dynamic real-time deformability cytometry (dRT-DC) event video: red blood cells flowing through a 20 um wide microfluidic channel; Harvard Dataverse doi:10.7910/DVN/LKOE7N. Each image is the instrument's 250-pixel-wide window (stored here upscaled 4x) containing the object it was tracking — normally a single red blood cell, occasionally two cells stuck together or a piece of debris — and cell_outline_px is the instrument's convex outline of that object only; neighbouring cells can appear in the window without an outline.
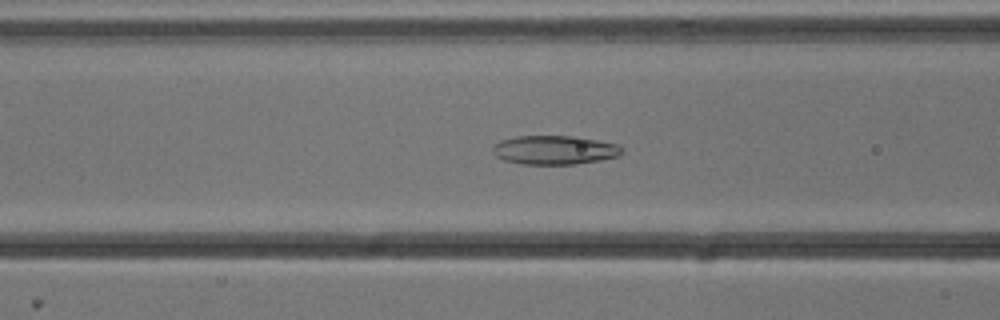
{"species": "common noctule bat (a hibernating species)", "species_latin": "Nyctalus noctula", "temperature_condition": "cold", "stored_images_in_passage": 53, "camera_frame_rate_fps": 3000, "um_per_image_px": 0.085, "animal": {"sex": "male", "body_mass_g": 13.3}, "frame": {"image": 1, "passage_image": 21, "time_ms": 6.667, "image_size_px": [1000, 320], "cell_outline_px": [[624, 152], [620, 156], [600, 160], [576, 164], [524, 164], [504, 160], [496, 156], [492, 152], [492, 148], [500, 140], [516, 136], [572, 136], [596, 140], [616, 144], [624, 148]], "centroid_in_image_um": [47.15, 12.75], "position_along_channel_um": 119.4, "area_um2": 21.79}}
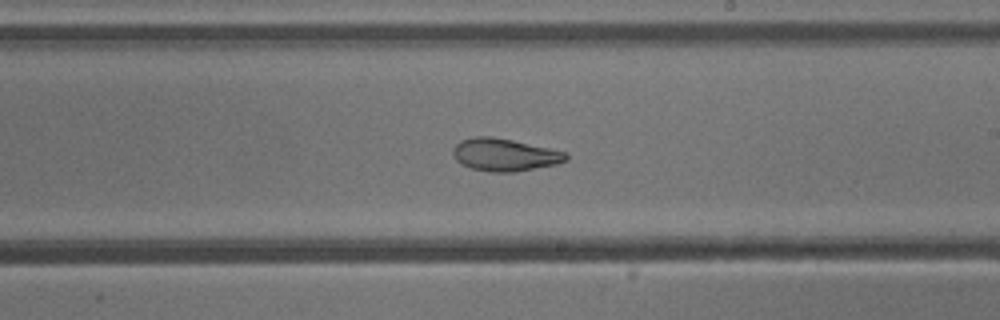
{"frame": {"image": 2, "passage_image": 31, "time_ms": 10.0, "image_size_px": [1000, 320], "cell_outline_px": [[568, 160], [556, 164], [516, 172], [492, 172], [472, 168], [460, 164], [456, 160], [452, 152], [452, 148], [460, 140], [476, 136], [492, 136], [512, 140], [548, 148], [564, 152], [568, 156]], "centroid_in_image_um": [42.85, 13.15], "position_along_channel_um": 246.1, "area_um2": 21.39}}
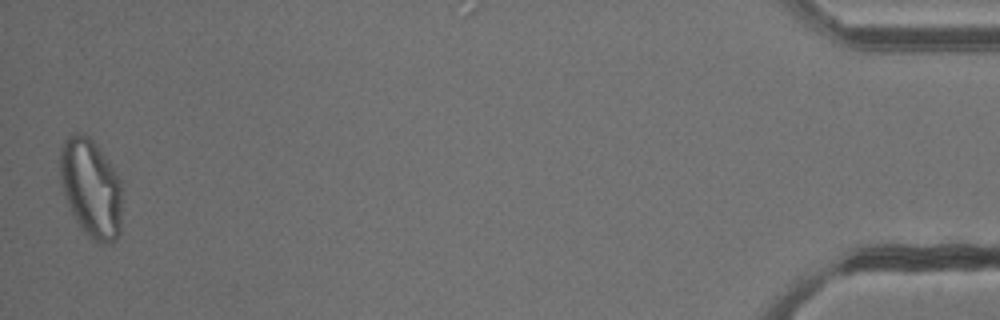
{"frame": {"image": 3, "passage_image": 53, "time_ms": 17.333, "image_size_px": [1000, 320], "cell_outline_px": [[120, 232], [116, 240], [112, 244], [96, 244], [80, 228], [68, 204], [60, 184], [60, 148], [64, 140], [68, 136], [76, 132], [88, 136], [96, 144], [108, 160], [120, 180]], "centroid_in_image_um": [7.71, 16.02], "position_along_channel_um": 427.5, "area_um2": 35.72}, "authors_computed_cell_mechanics": {"area_um2": 25.5476, "velocity_mm_per_s": 3.808, "shape_relaxation_time_tau1_ms": 10.5112, "shape_relaxation_time_tau2_ms": 2.3239, "deformation_change_tau1": 0.256, "deformation_change_tau2": 0.0751}}